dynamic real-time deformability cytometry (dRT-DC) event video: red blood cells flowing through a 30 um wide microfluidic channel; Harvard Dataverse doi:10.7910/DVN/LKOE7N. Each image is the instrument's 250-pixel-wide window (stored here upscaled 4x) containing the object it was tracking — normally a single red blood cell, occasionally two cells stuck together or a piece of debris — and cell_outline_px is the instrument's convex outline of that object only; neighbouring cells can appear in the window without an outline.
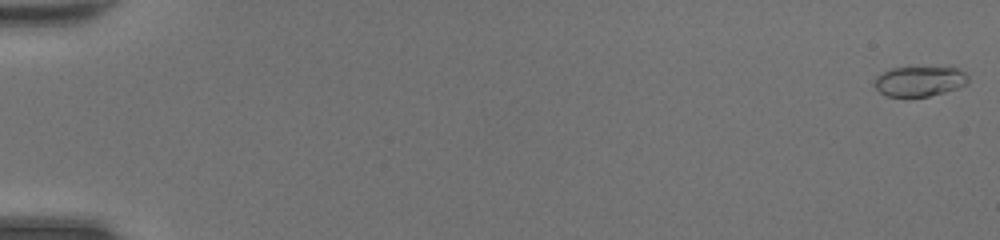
{"species": "common noctule bat (a hibernating species)", "species_latin": "Nyctalus noctula", "temperature_condition": "room temperature", "stored_images_in_passage": 48, "camera_frame_rate_fps": 3000, "um_per_image_px": 0.085, "animal": {"sex": "female", "body_mass_g": 20.0, "forearm_length_mm": 54.0}, "frame": {"image": 1, "passage_image": 1, "time_ms": 0.0, "image_size_px": [1000, 240], "cell_outline_px": [[968, 84], [944, 92], [928, 96], [888, 96], [880, 92], [872, 84], [876, 76], [880, 72], [888, 68], [956, 68], [964, 72], [968, 76]], "centroid_in_image_um": [78.11, 6.9], "position_along_channel_um": 6.9, "area_um2": 16.3}}
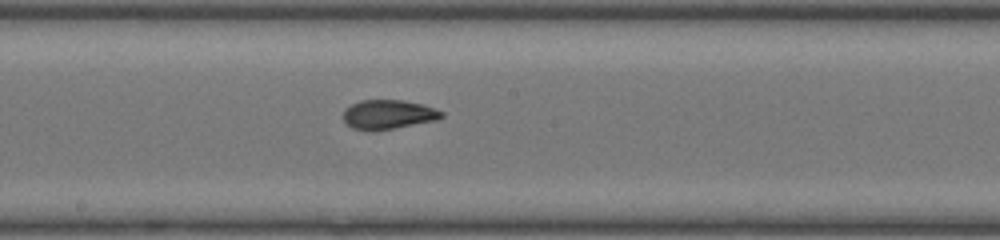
{"frame": {"image": 2, "passage_image": 28, "time_ms": 9.0, "image_size_px": [1000, 240], "cell_outline_px": [[444, 116], [436, 120], [396, 128], [372, 132], [352, 128], [344, 120], [344, 108], [360, 100], [404, 100], [424, 104], [444, 112]], "centroid_in_image_um": [33.01, 9.73], "position_along_channel_um": 215.2, "area_um2": 16.99}}
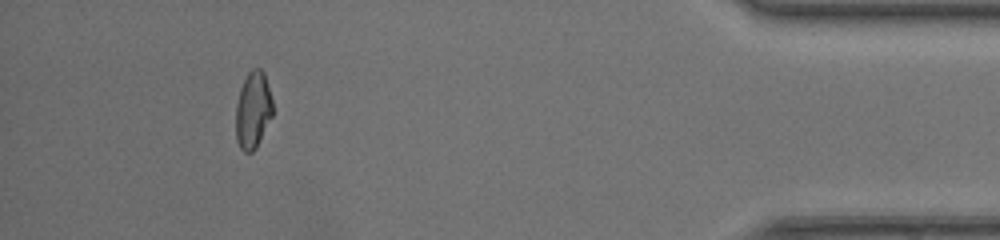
{"frame": {"image": 3, "passage_image": 45, "time_ms": 14.667, "image_size_px": [1000, 240], "cell_outline_px": [[272, 116], [256, 148], [252, 152], [244, 152], [240, 148], [236, 140], [236, 104], [240, 88], [248, 72], [252, 68], [260, 68], [264, 72], [272, 100]], "centroid_in_image_um": [21.49, 9.36], "position_along_channel_um": 413.7, "area_um2": 16.53}, "authors_computed_cell_mechanics": {"area_um2": 16.6175, "velocity_mm_per_s": 4.4435, "shape_relaxation_time_tau1_ms": 4.0762, "shape_relaxation_time_tau2_ms": 1.2202, "deformation_change_tau1": 0.1805, "deformation_change_tau2": 0.0717}}